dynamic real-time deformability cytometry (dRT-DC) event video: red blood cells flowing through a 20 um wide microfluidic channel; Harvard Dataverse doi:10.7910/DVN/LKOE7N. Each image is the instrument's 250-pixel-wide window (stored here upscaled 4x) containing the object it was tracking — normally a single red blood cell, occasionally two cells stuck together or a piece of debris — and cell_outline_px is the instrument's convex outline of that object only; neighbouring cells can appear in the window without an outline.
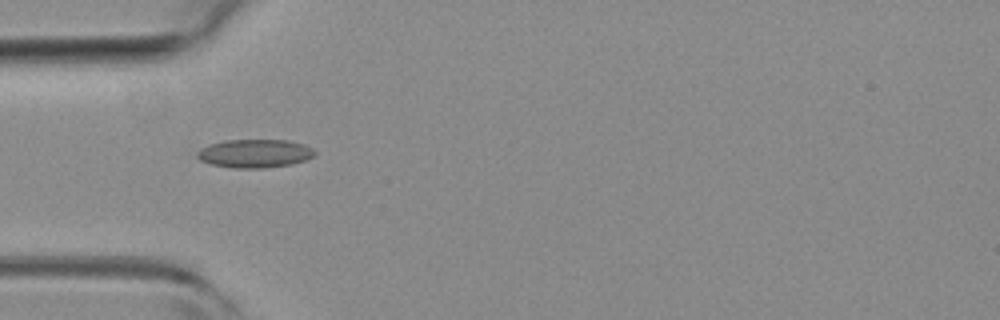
{"species": "common noctule bat (a hibernating species)", "species_latin": "Nyctalus noctula", "temperature_condition": "room temperature", "stored_images_in_passage": 1, "camera_frame_rate_fps": 3000, "um_per_image_px": 0.085, "animal": {"sex": "female", "body_mass_g": 19.3, "forearm_length_mm": 54.1}, "frame": {"image": 1, "passage_image": 1, "time_ms": 0.0, "image_size_px": [1000, 320], "cell_outline_px": [[316, 156], [292, 164], [264, 168], [232, 168], [212, 164], [200, 160], [196, 156], [196, 152], [200, 148], [208, 144], [224, 140], [288, 140], [304, 144], [312, 148], [316, 152]], "centroid_in_image_um": [21.65, 13.04], "position_along_channel_um": 63.4, "area_um2": 19.65}}